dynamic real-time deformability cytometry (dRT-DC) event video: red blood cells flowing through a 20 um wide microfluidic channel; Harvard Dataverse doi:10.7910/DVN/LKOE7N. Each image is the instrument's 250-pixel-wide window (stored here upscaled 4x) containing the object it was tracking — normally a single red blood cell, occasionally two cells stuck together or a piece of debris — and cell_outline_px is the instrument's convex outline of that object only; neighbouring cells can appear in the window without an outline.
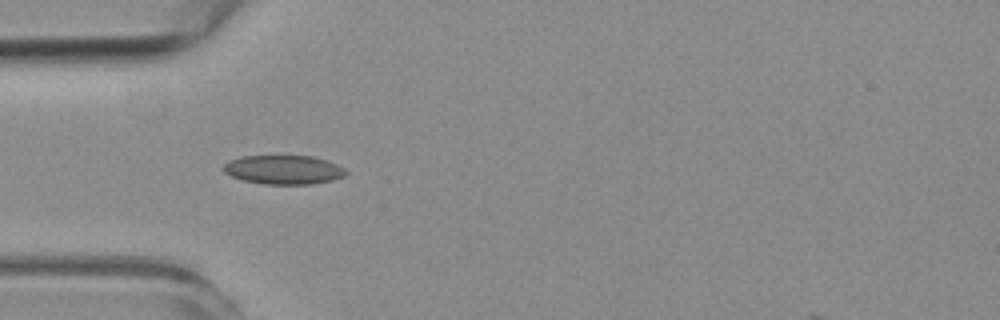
{"species": "common noctule bat (a hibernating species)", "species_latin": "Nyctalus noctula", "temperature_condition": "room temperature", "stored_images_in_passage": 9, "camera_frame_rate_fps": 3000, "um_per_image_px": 0.085, "animal": {"sex": "female", "body_mass_g": 19.3, "forearm_length_mm": 54.1}, "frame": {"image": 1, "passage_image": 4, "time_ms": 3.333, "image_size_px": [1000, 320], "cell_outline_px": [[348, 172], [344, 176], [332, 180], [312, 184], [264, 184], [244, 180], [232, 176], [224, 172], [224, 164], [228, 160], [240, 156], [312, 156], [336, 164], [344, 168]], "centroid_in_image_um": [24.1, 14.42], "position_along_channel_um": 60.9, "area_um2": 20.58}}
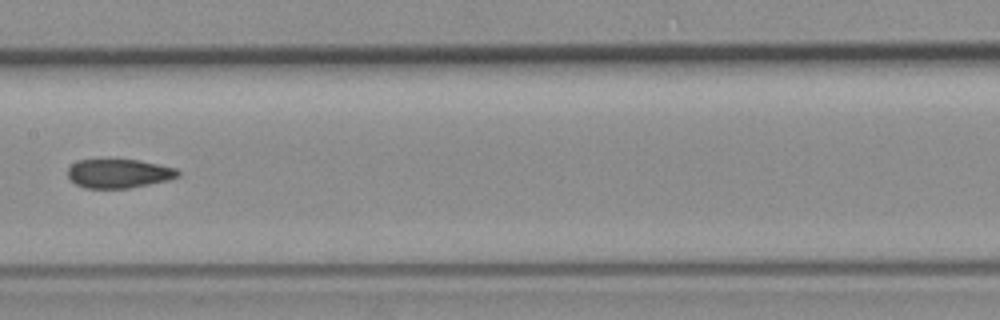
{"frame": {"image": 2, "passage_image": 7, "time_ms": 7.0, "image_size_px": [1000, 320], "cell_outline_px": [[180, 176], [168, 180], [128, 188], [84, 188], [76, 184], [68, 176], [68, 168], [76, 160], [140, 160], [176, 168], [180, 172]], "centroid_in_image_um": [10.11, 14.75], "position_along_channel_um": 197.3, "area_um2": 18.5}}
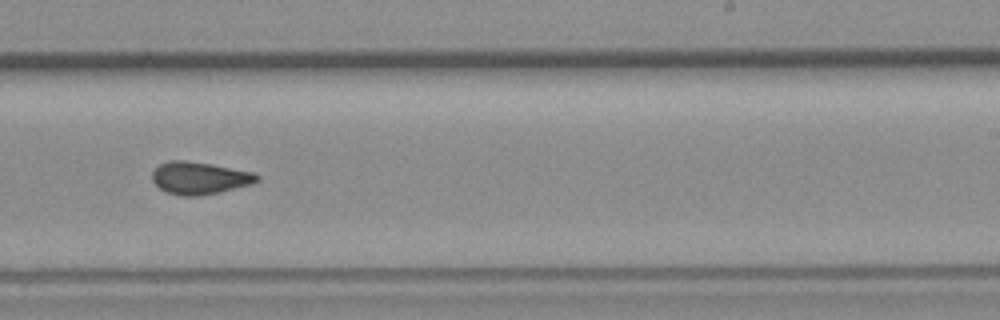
{"frame": {"image": 3, "passage_image": 9, "time_ms": 9.0, "image_size_px": [1000, 320], "cell_outline_px": [[260, 180], [252, 184], [220, 192], [196, 196], [180, 196], [168, 192], [160, 188], [152, 180], [152, 172], [160, 164], [172, 160], [184, 160], [212, 164], [252, 172], [260, 176]], "centroid_in_image_um": [16.98, 15.13], "position_along_channel_um": 272.0, "area_um2": 19.71}}